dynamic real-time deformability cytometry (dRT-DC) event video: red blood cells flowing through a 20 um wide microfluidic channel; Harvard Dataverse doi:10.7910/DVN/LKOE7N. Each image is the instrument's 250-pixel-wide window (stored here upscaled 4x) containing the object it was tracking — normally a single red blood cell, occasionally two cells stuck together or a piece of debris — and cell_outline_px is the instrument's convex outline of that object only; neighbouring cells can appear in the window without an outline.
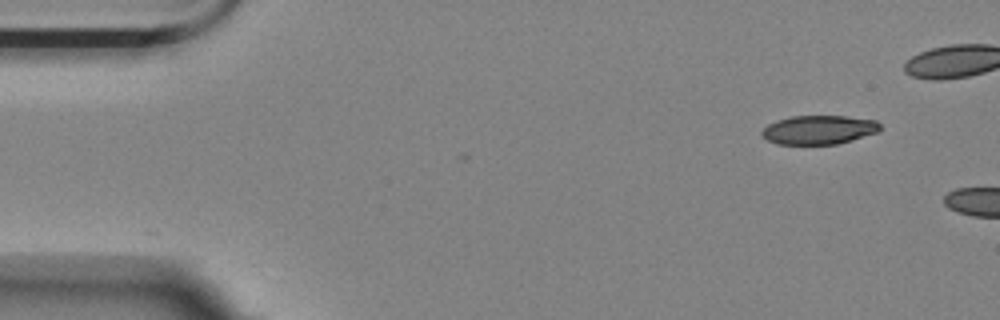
{"species": "Egyptian fruit bat (a non-hibernating species)", "species_latin": "Rousettus aegyptiacus", "temperature_condition": "room temperature", "stored_images_in_passage": 10, "camera_frame_rate_fps": 3000, "um_per_image_px": 0.085, "animal": {"sex": "female"}, "frame": {"image": 1, "passage_image": 1, "time_ms": 0.0, "image_size_px": [1000, 320], "cell_outline_px": [[880, 132], [836, 144], [776, 144], [768, 140], [760, 132], [768, 124], [776, 120], [792, 116], [844, 116], [876, 120], [880, 124]], "centroid_in_image_um": [69.61, 11.03], "position_along_channel_um": 15.4, "area_um2": 19.88}}